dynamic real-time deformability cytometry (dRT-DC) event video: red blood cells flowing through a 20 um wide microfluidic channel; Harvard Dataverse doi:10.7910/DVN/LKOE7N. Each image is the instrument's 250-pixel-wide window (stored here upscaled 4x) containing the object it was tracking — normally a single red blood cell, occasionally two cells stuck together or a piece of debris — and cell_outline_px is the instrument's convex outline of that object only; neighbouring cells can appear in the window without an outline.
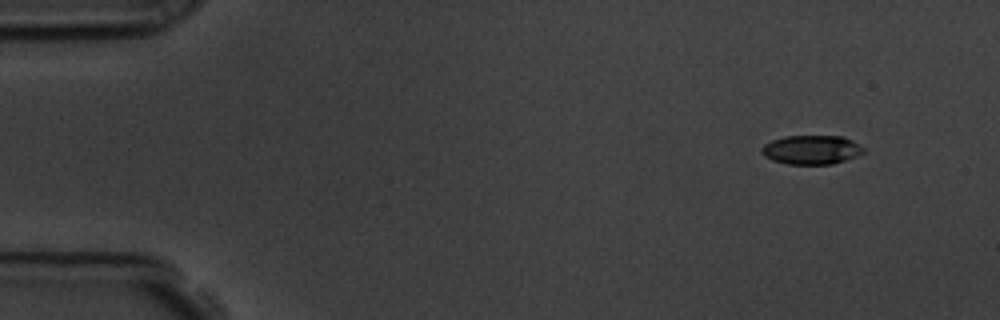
{"species": "common noctule bat (a hibernating species)", "species_latin": "Nyctalus noctula", "temperature_condition": "room temperature", "stored_images_in_passage": 53, "camera_frame_rate_fps": 3000, "um_per_image_px": 0.085, "animal": {"sex": "male", "body_mass_g": 19.5, "forearm_length_mm": 54.6}, "frame": {"image": 1, "passage_image": 1, "time_ms": 0.0, "image_size_px": [1000, 320], "cell_outline_px": [[864, 152], [856, 156], [832, 164], [788, 164], [772, 160], [764, 156], [760, 148], [764, 144], [772, 140], [784, 136], [844, 136], [852, 140], [864, 148]], "centroid_in_image_um": [68.96, 12.72], "position_along_channel_um": 16.0, "area_um2": 17.22}}
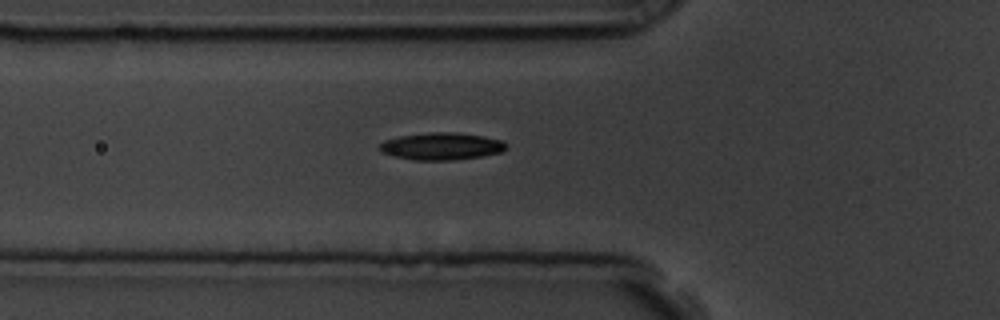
{"frame": {"image": 2, "passage_image": 16, "time_ms": 5.0, "image_size_px": [1000, 320], "cell_outline_px": [[508, 144], [500, 152], [480, 156], [452, 160], [412, 160], [392, 156], [380, 152], [380, 144], [384, 140], [400, 136], [428, 132], [456, 132], [484, 136], [504, 140]], "centroid_in_image_um": [37.5, 12.42], "position_along_channel_um": 88.3, "area_um2": 20.17}}
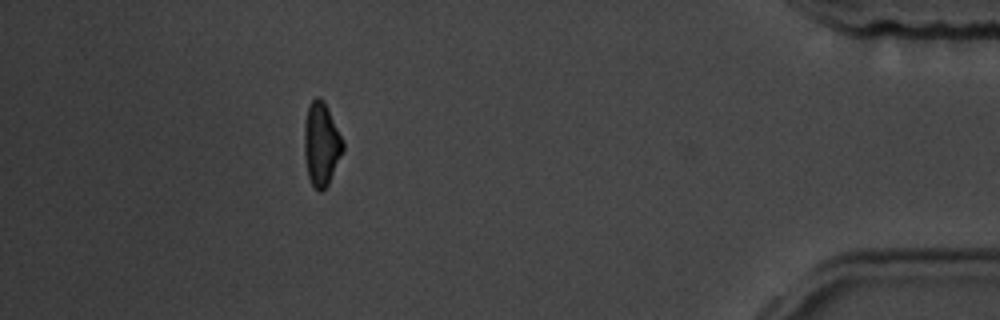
{"frame": {"image": 3, "passage_image": 47, "time_ms": 15.333, "image_size_px": [1000, 320], "cell_outline_px": [[344, 148], [328, 184], [320, 192], [312, 184], [308, 176], [304, 152], [304, 124], [308, 108], [312, 100], [316, 96], [320, 96], [324, 100], [328, 108], [344, 144]], "centroid_in_image_um": [27.3, 12.21], "position_along_channel_um": 407.9, "area_um2": 18.5}, "authors_computed_cell_mechanics": {"area_um2": 18.8428, "velocity_mm_per_s": 3.5994, "shape_relaxation_time_tau1_ms": 3.7881, "shape_relaxation_time_tau2_ms": 9.764, "deformation_change_tau1": 0.1278, "deformation_change_tau2": 0.1871}}